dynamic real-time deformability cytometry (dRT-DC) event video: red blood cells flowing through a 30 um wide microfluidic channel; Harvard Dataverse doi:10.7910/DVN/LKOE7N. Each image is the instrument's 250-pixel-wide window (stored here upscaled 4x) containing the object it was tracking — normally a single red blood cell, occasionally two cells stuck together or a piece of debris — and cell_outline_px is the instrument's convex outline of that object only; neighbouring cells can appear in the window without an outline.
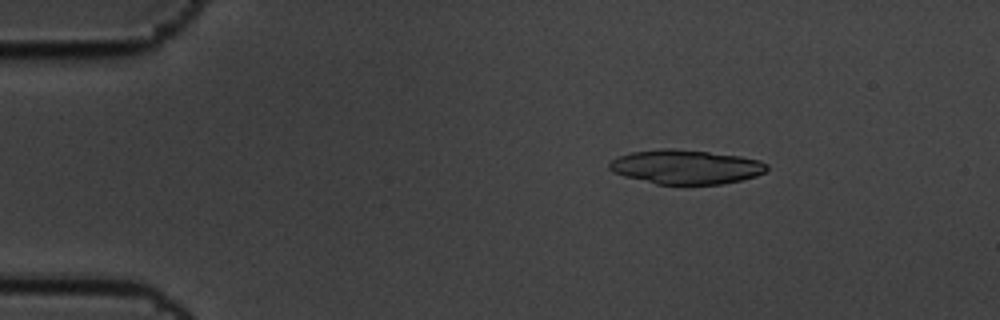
{"species": "common noctule bat (a hibernating species)", "species_latin": "Nyctalus noctula", "temperature_condition": "cold", "stored_images_in_passage": 5, "camera_frame_rate_fps": 3000, "um_per_image_px": 0.085, "animal": {"sex": "male", "body_mass_g": 19.5, "forearm_length_mm": 54.6}, "frame": {"image": 1, "passage_image": 3, "time_ms": 0.667, "image_size_px": [1000, 320], "cell_outline_px": [[768, 168], [764, 172], [756, 176], [724, 184], [656, 184], [624, 176], [612, 172], [608, 168], [608, 164], [612, 160], [620, 156], [632, 152], [660, 148], [672, 148], [708, 152], [740, 156], [760, 160], [768, 164]], "centroid_in_image_um": [58.3, 14.18], "position_along_channel_um": 26.7, "area_um2": 31.44}}